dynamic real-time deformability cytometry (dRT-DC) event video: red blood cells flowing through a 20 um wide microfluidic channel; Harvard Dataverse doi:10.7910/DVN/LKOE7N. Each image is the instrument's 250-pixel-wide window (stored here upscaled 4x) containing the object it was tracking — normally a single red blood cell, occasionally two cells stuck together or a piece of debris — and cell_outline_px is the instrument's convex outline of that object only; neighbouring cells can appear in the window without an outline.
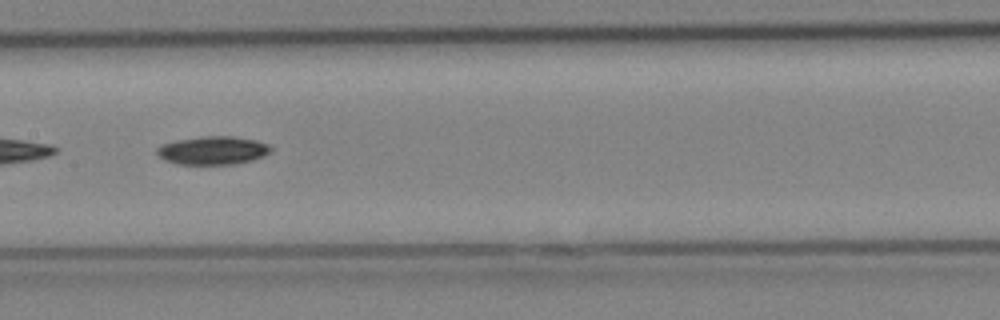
{"species": "Egyptian fruit bat (a non-hibernating species)", "species_latin": "Rousettus aegyptiacus", "temperature_condition": "cold", "stored_images_in_passage": 27, "camera_frame_rate_fps": 3000, "um_per_image_px": 0.085, "animal": {"sex": "female"}, "frame": {"image": 1, "passage_image": 12, "time_ms": 3.667, "image_size_px": [1000, 320], "cell_outline_px": [[272, 152], [264, 156], [252, 160], [232, 164], [176, 164], [164, 160], [156, 156], [156, 148], [160, 144], [176, 140], [204, 136], [232, 136], [256, 140], [268, 144], [272, 148]], "centroid_in_image_um": [18.06, 12.78], "position_along_channel_um": 189.3, "area_um2": 19.02}}